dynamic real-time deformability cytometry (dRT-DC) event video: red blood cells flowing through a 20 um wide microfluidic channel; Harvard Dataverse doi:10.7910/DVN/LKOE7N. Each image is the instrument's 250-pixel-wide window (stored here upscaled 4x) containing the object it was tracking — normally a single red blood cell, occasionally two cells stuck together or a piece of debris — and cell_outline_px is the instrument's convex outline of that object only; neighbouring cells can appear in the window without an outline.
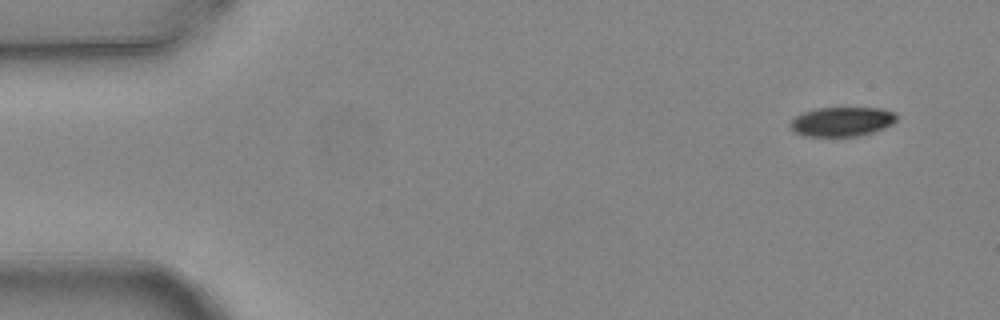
{"species": "common noctule bat (a hibernating species)", "species_latin": "Nyctalus noctula", "temperature_condition": "warm", "stored_images_in_passage": 4, "camera_frame_rate_fps": 3000, "um_per_image_px": 0.085, "animal": {"sex": "female", "body_mass_g": 24.6, "forearm_length_mm": 56.2}, "frame": {"image": 1, "passage_image": 1, "time_ms": 0.0, "image_size_px": [1000, 320], "cell_outline_px": [[896, 120], [892, 124], [884, 128], [860, 136], [804, 136], [796, 132], [788, 124], [796, 116], [804, 112], [816, 108], [880, 108], [896, 112]], "centroid_in_image_um": [71.58, 10.33], "position_along_channel_um": 13.4, "area_um2": 18.15}}
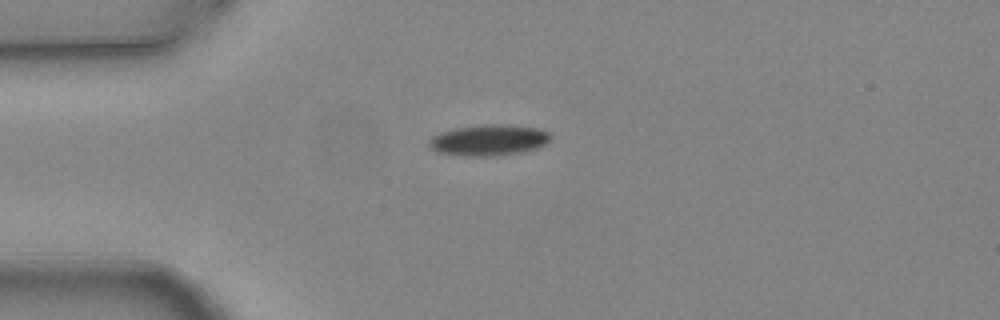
{"frame": {"image": 2, "passage_image": 4, "time_ms": 1.0, "image_size_px": [1000, 320], "cell_outline_px": [[548, 140], [544, 144], [536, 148], [520, 152], [492, 156], [464, 156], [436, 152], [428, 148], [428, 140], [432, 136], [440, 132], [456, 128], [488, 124], [500, 124], [540, 128], [548, 132]], "centroid_in_image_um": [41.46, 11.91], "position_along_channel_um": 43.5, "area_um2": 21.85}}